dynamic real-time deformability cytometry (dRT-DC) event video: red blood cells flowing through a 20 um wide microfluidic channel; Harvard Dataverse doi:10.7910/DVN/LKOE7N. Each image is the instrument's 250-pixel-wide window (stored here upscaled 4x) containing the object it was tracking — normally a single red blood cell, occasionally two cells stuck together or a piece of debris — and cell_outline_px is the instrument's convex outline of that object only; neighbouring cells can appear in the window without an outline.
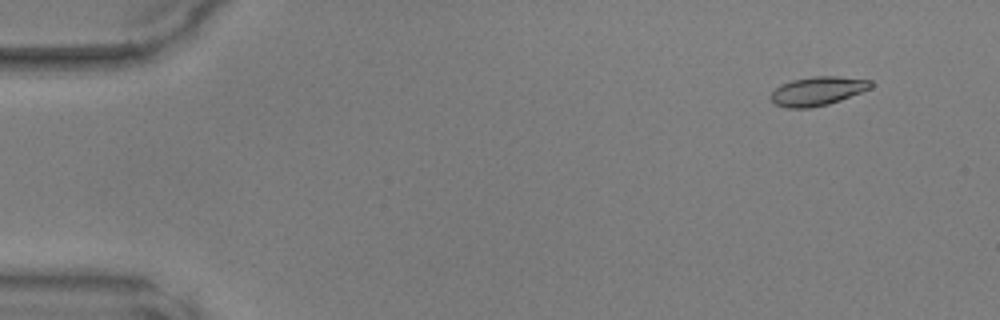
{"species": "common noctule bat (a hibernating species)", "species_latin": "Nyctalus noctula", "temperature_condition": "warm", "stored_images_in_passage": 45, "camera_frame_rate_fps": 3000, "um_per_image_px": 0.085, "animal": {"sex": "male", "body_mass_g": 17.9, "forearm_length_mm": 54.2}, "frame": {"image": 1, "passage_image": 1, "time_ms": 0.0, "image_size_px": [1000, 320], "cell_outline_px": [[872, 88], [840, 100], [828, 104], [808, 108], [788, 108], [776, 104], [772, 100], [772, 92], [780, 84], [792, 80], [816, 76], [836, 76], [872, 80]], "centroid_in_image_um": [69.52, 7.73], "position_along_channel_um": 15.5, "area_um2": 16.65}}
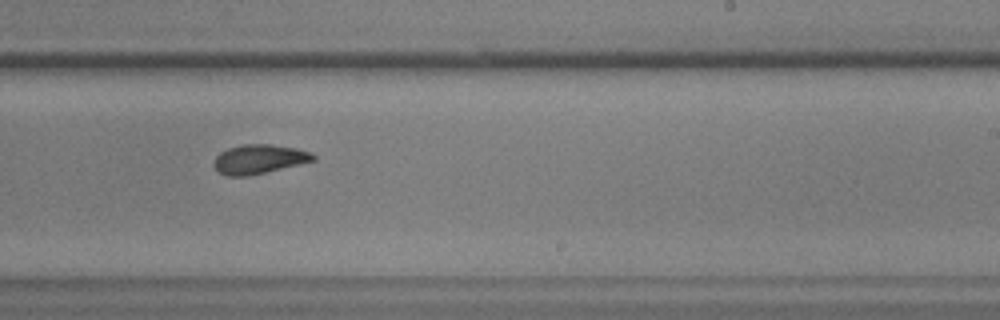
{"frame": {"image": 2, "passage_image": 27, "time_ms": 8.667, "image_size_px": [1000, 320], "cell_outline_px": [[316, 160], [248, 176], [228, 176], [220, 172], [212, 164], [216, 156], [220, 152], [228, 148], [244, 144], [272, 144], [296, 148], [312, 152], [316, 156]], "centroid_in_image_um": [22.03, 13.51], "position_along_channel_um": 267.0, "area_um2": 16.88}}
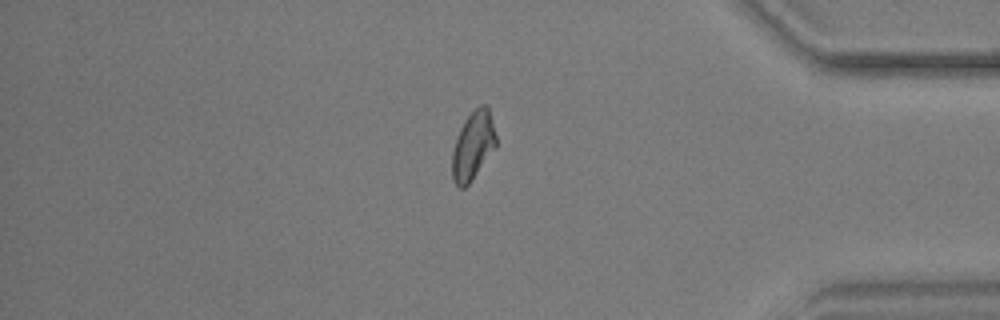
{"frame": {"image": 3, "passage_image": 38, "time_ms": 12.333, "image_size_px": [1000, 320], "cell_outline_px": [[496, 148], [472, 180], [464, 188], [460, 188], [452, 180], [452, 152], [456, 136], [464, 120], [480, 104], [484, 104], [488, 108], [496, 136]], "centroid_in_image_um": [40.19, 12.41], "position_along_channel_um": 395.0, "area_um2": 17.51}}